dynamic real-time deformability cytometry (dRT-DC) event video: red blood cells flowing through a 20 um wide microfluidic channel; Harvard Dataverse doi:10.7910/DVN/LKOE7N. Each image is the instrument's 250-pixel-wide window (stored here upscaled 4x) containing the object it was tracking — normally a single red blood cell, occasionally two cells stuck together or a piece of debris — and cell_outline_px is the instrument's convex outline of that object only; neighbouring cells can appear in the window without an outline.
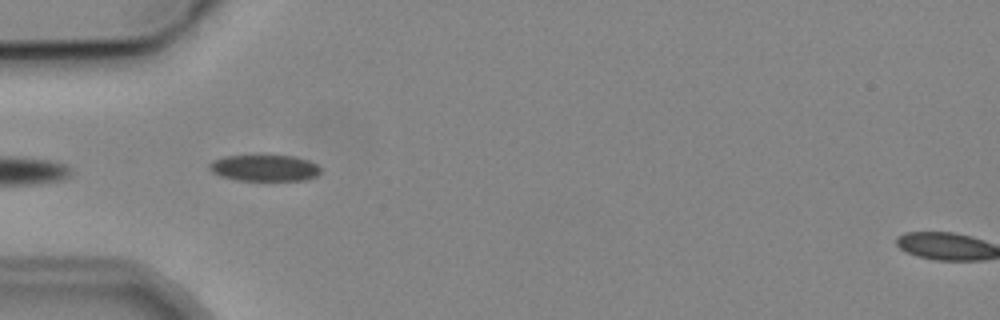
{"species": "common noctule bat (a hibernating species)", "species_latin": "Nyctalus noctula", "temperature_condition": "cold", "stored_images_in_passage": 3, "camera_frame_rate_fps": 3000, "um_per_image_px": 0.085, "animal": {"sex": "male", "body_mass_g": 19.2, "forearm_length_mm": 51.8}, "frame": {"image": 1, "passage_image": 3, "time_ms": 2.333, "image_size_px": [1000, 320], "cell_outline_px": [[320, 172], [316, 176], [304, 180], [236, 180], [220, 176], [212, 172], [208, 168], [208, 164], [212, 160], [224, 156], [292, 156], [308, 160], [316, 164], [320, 168]], "centroid_in_image_um": [22.44, 14.28], "position_along_channel_um": 62.6, "area_um2": 16.99}}